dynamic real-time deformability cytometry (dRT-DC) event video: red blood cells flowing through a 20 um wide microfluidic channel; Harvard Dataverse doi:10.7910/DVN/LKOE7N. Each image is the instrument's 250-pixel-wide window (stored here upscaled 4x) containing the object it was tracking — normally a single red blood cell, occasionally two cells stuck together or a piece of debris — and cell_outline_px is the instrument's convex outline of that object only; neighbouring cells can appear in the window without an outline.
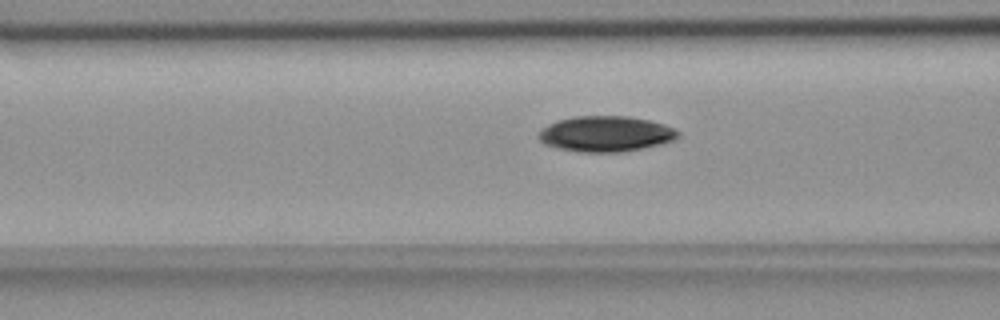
{"species": "common noctule bat (a hibernating species)", "species_latin": "Nyctalus noctula", "temperature_condition": "room temperature", "stored_images_in_passage": 45, "camera_frame_rate_fps": 3000, "um_per_image_px": 0.085, "animal": {"sex": "female", "body_mass_g": 18.4}, "frame": {"image": 1, "passage_image": 11, "time_ms": 3.333, "image_size_px": [1000, 320], "cell_outline_px": [[680, 136], [672, 140], [660, 144], [620, 152], [580, 152], [556, 148], [544, 144], [536, 136], [536, 132], [540, 128], [556, 120], [572, 116], [628, 116], [648, 120], [664, 124], [680, 132]], "centroid_in_image_um": [51.4, 11.37], "position_along_channel_um": 115.2, "area_um2": 29.13}}
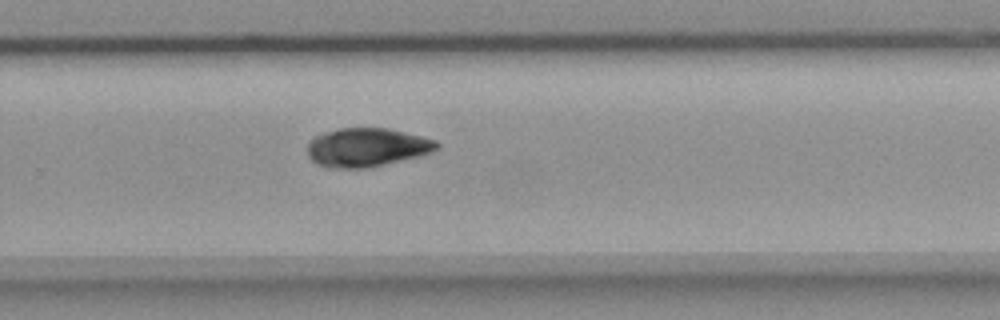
{"frame": {"image": 2, "passage_image": 26, "time_ms": 8.333, "image_size_px": [1000, 320], "cell_outline_px": [[440, 144], [432, 152], [368, 168], [328, 168], [316, 164], [308, 156], [308, 144], [316, 136], [324, 132], [340, 128], [388, 128], [436, 140]], "centroid_in_image_um": [31.15, 12.53], "position_along_channel_um": 298.7, "area_um2": 28.9}}
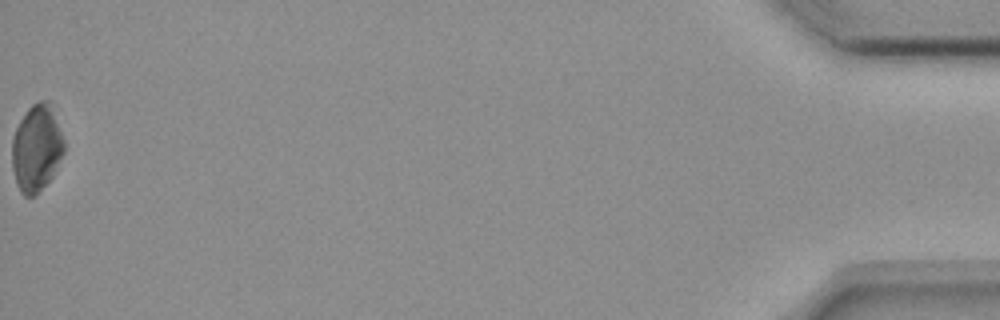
{"frame": {"image": 3, "passage_image": 45, "time_ms": 14.667, "image_size_px": [1000, 320], "cell_outline_px": [[64, 152], [52, 176], [36, 196], [24, 196], [20, 192], [16, 184], [12, 168], [12, 140], [16, 128], [20, 120], [28, 108], [32, 104], [40, 100], [52, 100], [56, 104], [64, 140]], "centroid_in_image_um": [3.15, 12.51], "position_along_channel_um": 432.1, "area_um2": 27.17}, "authors_computed_cell_mechanics": {"area_um2": 28.7844, "velocity_mm_per_s": 3.6807, "shape_relaxation_time_tau1_ms": 2.4547, "shape_relaxation_time_tau2_ms": null, "deformation_change_tau1": 0.0692, "deformation_change_tau2": null}}